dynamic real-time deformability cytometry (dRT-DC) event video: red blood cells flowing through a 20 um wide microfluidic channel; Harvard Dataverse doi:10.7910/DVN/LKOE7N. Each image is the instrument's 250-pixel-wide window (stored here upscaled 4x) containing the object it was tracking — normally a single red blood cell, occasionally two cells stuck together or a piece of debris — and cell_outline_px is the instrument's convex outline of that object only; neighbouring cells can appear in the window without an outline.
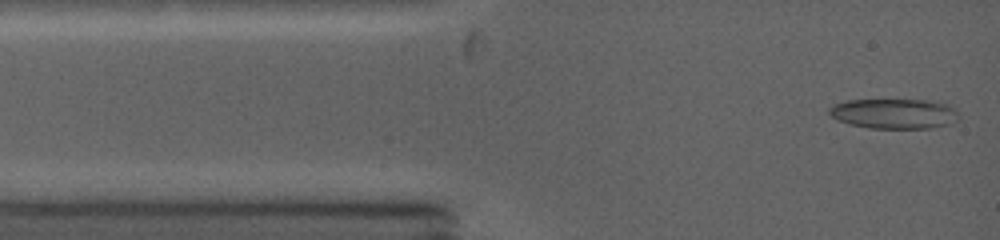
{"species": "common noctule bat (a hibernating species)", "species_latin": "Nyctalus noctula", "temperature_condition": "warm", "stored_images_in_passage": 7, "camera_frame_rate_fps": 5000, "um_per_image_px": 0.085, "animal": {"sex": "female", "body_mass_g": 19.0, "forearm_length_mm": 53.3}, "frame": {"image": 1, "passage_image": 1, "time_ms": 0.0, "image_size_px": [1000, 240], "cell_outline_px": [[960, 120], [948, 124], [932, 128], [868, 128], [848, 124], [836, 120], [828, 112], [828, 108], [836, 104], [848, 100], [924, 100], [948, 104], [956, 108], [960, 112]], "centroid_in_image_um": [76.05, 9.67], "position_along_channel_um": 9.0, "area_um2": 22.95}}
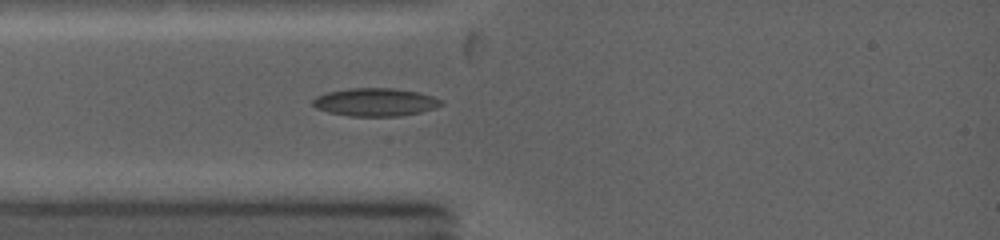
{"frame": {"image": 2, "passage_image": 5, "time_ms": 2.2, "image_size_px": [1000, 240], "cell_outline_px": [[444, 104], [436, 108], [420, 112], [400, 116], [348, 116], [328, 112], [316, 108], [312, 104], [312, 100], [316, 96], [328, 92], [352, 88], [392, 88], [416, 92], [432, 96], [440, 100]], "centroid_in_image_um": [31.88, 8.69], "position_along_channel_um": 53.1, "area_um2": 20.87}}